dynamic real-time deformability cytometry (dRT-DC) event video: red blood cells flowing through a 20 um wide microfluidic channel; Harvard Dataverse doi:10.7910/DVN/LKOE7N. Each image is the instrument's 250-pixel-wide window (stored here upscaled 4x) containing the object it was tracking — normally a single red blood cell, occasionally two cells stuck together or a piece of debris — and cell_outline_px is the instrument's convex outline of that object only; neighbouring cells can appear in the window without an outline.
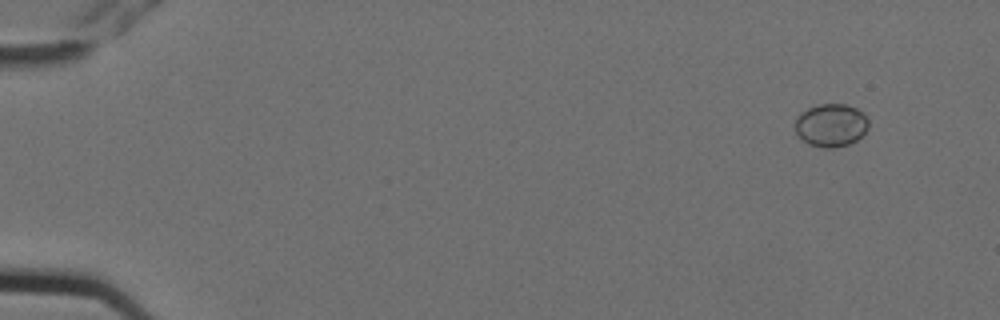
{"species": "Egyptian fruit bat (a non-hibernating species)", "species_latin": "Rousettus aegyptiacus", "temperature_condition": "cold", "stored_images_in_passage": 7, "camera_frame_rate_fps": 3000, "um_per_image_px": 0.085, "animal": {"sex": "female"}, "frame": {"image": 1, "passage_image": 1, "time_ms": 0.0, "image_size_px": [1000, 320], "cell_outline_px": [[868, 128], [856, 140], [848, 144], [832, 148], [824, 148], [808, 144], [796, 136], [796, 116], [800, 112], [808, 108], [820, 104], [844, 104], [856, 108], [868, 120]], "centroid_in_image_um": [70.59, 10.65], "position_along_channel_um": 14.4, "area_um2": 18.32}}
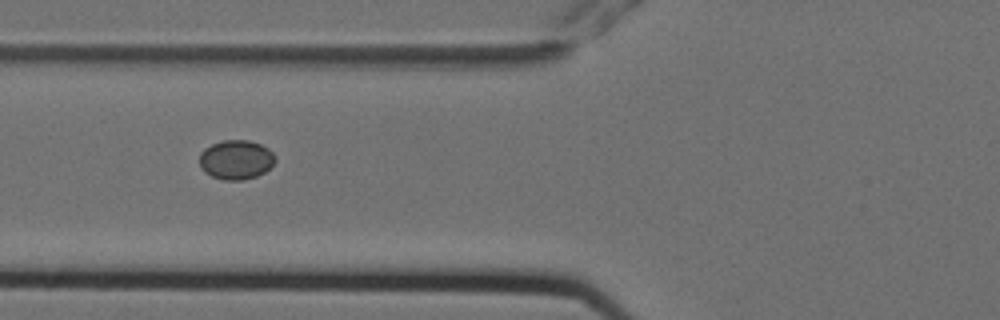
{"frame": {"image": 2, "passage_image": 6, "time_ms": 1.667, "image_size_px": [1000, 320], "cell_outline_px": [[276, 160], [264, 172], [256, 176], [244, 180], [224, 180], [212, 176], [204, 172], [200, 168], [200, 152], [204, 148], [212, 144], [224, 140], [248, 140], [260, 144], [268, 148], [272, 152]], "centroid_in_image_um": [20.04, 13.57], "position_along_channel_um": 105.8, "area_um2": 17.34}}
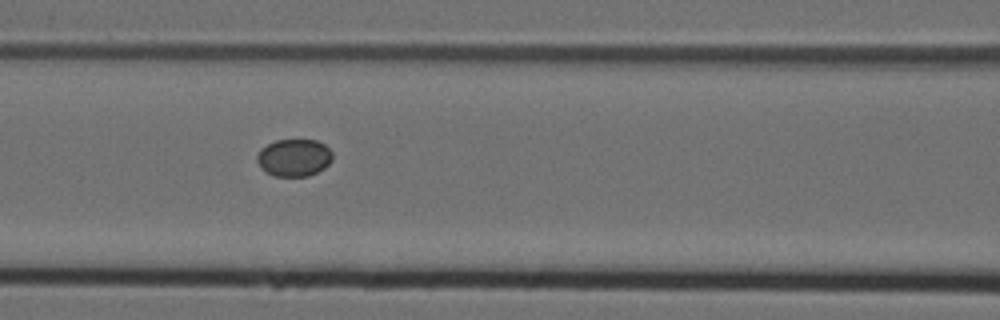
{"frame": {"image": 3, "passage_image": 7, "time_ms": 2.0, "image_size_px": [1000, 320], "cell_outline_px": [[332, 160], [324, 168], [308, 176], [272, 176], [264, 172], [260, 168], [256, 160], [256, 156], [260, 148], [276, 140], [316, 140], [324, 144], [332, 152]], "centroid_in_image_um": [24.95, 13.41], "position_along_channel_um": 141.6, "area_um2": 16.59}}